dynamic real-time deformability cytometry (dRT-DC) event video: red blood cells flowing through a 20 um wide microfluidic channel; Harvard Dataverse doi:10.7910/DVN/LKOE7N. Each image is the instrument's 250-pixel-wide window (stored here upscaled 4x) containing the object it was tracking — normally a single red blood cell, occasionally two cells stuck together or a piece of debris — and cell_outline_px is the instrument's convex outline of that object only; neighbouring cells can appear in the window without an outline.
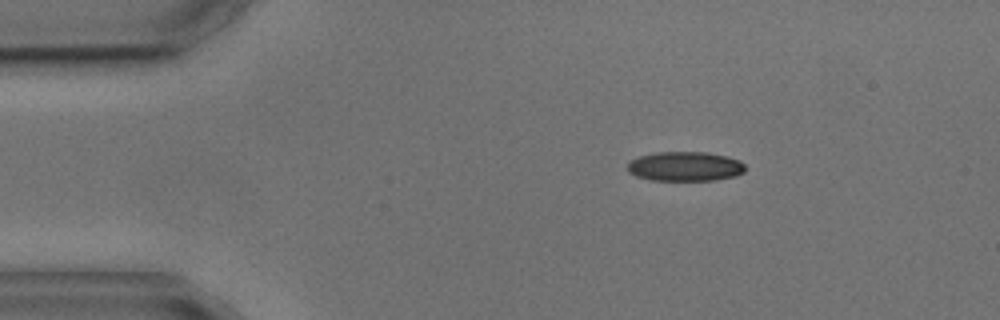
{"species": "common noctule bat (a hibernating species)", "species_latin": "Nyctalus noctula", "temperature_condition": "cold", "stored_images_in_passage": 8, "camera_frame_rate_fps": 3000, "um_per_image_px": 0.085, "animal": {"sex": "male", "body_mass_g": 17.9, "forearm_length_mm": 54.2}, "frame": {"image": 1, "passage_image": 1, "time_ms": 0.0, "image_size_px": [1000, 320], "cell_outline_px": [[744, 172], [736, 176], [716, 180], [652, 180], [636, 176], [628, 172], [628, 160], [640, 156], [656, 152], [708, 152], [728, 156], [740, 160], [744, 164]], "centroid_in_image_um": [58.24, 14.14], "position_along_channel_um": 26.8, "area_um2": 20.4}}
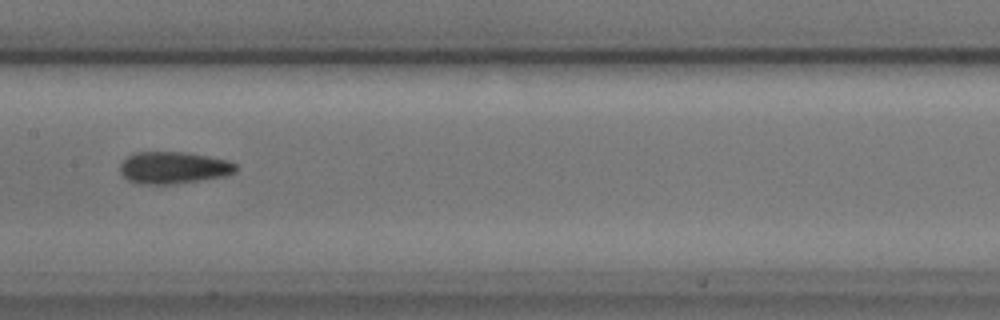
{"frame": {"image": 2, "passage_image": 6, "time_ms": 6.0, "image_size_px": [1000, 320], "cell_outline_px": [[240, 168], [236, 172], [224, 176], [168, 184], [136, 184], [128, 180], [120, 172], [120, 164], [128, 156], [136, 152], [184, 152], [208, 156], [228, 160], [236, 164]], "centroid_in_image_um": [14.75, 14.25], "position_along_channel_um": 192.6, "area_um2": 21.5}}
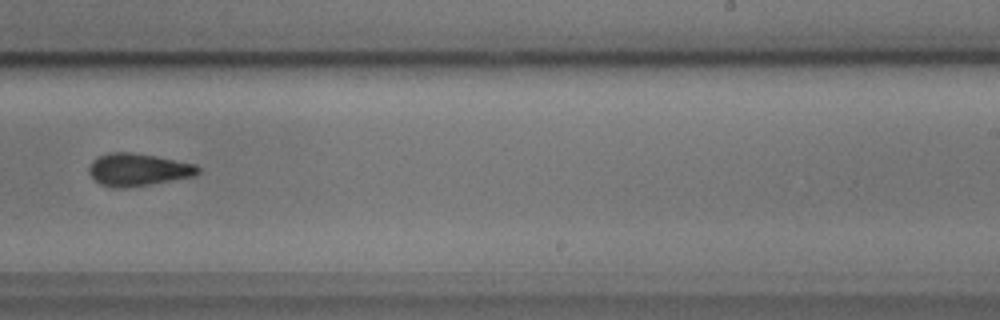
{"frame": {"image": 3, "passage_image": 8, "time_ms": 8.333, "image_size_px": [1000, 320], "cell_outline_px": [[200, 172], [196, 176], [152, 184], [128, 188], [112, 188], [100, 184], [92, 180], [88, 172], [88, 168], [92, 160], [96, 156], [108, 152], [132, 152], [156, 156], [196, 164], [200, 168]], "centroid_in_image_um": [11.7, 14.43], "position_along_channel_um": 277.3, "area_um2": 21.21}}